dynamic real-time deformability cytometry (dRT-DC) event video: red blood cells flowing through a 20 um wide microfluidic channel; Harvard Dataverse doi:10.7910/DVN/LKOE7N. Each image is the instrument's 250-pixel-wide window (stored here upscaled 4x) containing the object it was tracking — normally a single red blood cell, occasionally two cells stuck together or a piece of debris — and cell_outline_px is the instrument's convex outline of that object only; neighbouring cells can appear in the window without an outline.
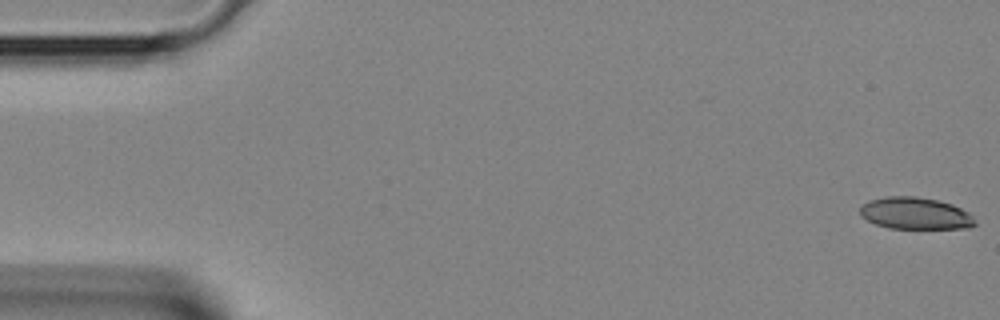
{"species": "Egyptian fruit bat (a non-hibernating species)", "species_latin": "Rousettus aegyptiacus", "temperature_condition": "room temperature", "stored_images_in_passage": 36, "camera_frame_rate_fps": 3000, "um_per_image_px": 0.085, "animal": {"sex": "female"}, "frame": {"image": 1, "passage_image": 1, "time_ms": 0.0, "image_size_px": [1000, 320], "cell_outline_px": [[976, 224], [968, 228], [888, 228], [876, 224], [860, 216], [860, 208], [868, 200], [884, 196], [916, 196], [936, 200], [952, 204], [968, 212], [972, 216]], "centroid_in_image_um": [77.77, 18.13], "position_along_channel_um": 7.2, "area_um2": 21.33}}
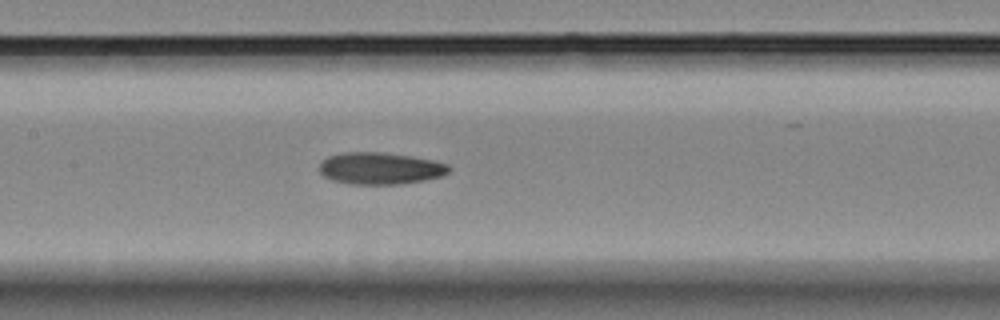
{"frame": {"image": 2, "passage_image": 19, "time_ms": 6.0, "image_size_px": [1000, 320], "cell_outline_px": [[452, 168], [448, 172], [440, 176], [424, 180], [396, 184], [352, 184], [332, 180], [324, 176], [320, 172], [320, 164], [328, 156], [344, 152], [380, 152], [408, 156], [432, 160], [448, 164]], "centroid_in_image_um": [32.31, 14.31], "position_along_channel_um": 175.1, "area_um2": 23.81}}
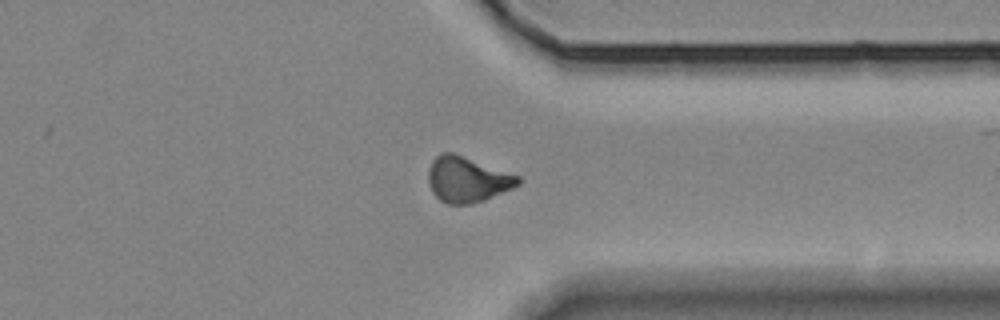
{"frame": {"image": 3, "passage_image": 31, "time_ms": 10.0, "image_size_px": [1000, 320], "cell_outline_px": [[520, 184], [512, 188], [484, 200], [472, 204], [448, 204], [440, 200], [432, 192], [428, 184], [428, 172], [432, 160], [440, 152], [452, 152], [520, 176]], "centroid_in_image_um": [39.69, 15.25], "position_along_channel_um": 371.7, "area_um2": 23.76}}